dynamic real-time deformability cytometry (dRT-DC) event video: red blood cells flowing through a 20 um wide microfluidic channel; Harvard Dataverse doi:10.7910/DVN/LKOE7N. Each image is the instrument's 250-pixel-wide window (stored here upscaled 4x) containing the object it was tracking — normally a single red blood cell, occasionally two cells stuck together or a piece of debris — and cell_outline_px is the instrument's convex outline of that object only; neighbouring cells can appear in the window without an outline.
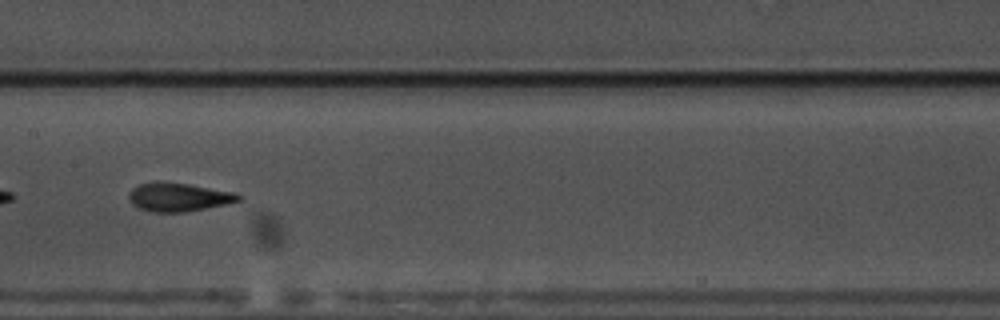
{"species": "common noctule bat (a hibernating species)", "species_latin": "Nyctalus noctula", "temperature_condition": "warm", "stored_images_in_passage": 51, "segment_of_instrument_passage": [2, 2], "camera_frame_rate_fps": 3000, "um_per_image_px": 0.085, "animal": {"sex": "male", "body_mass_g": 17.5, "forearm_length_mm": 52.3}, "frame": {"image": 1, "passage_image": 23, "time_ms": 7.333, "image_size_px": [1000, 320], "cell_outline_px": [[244, 196], [240, 200], [228, 204], [184, 212], [152, 212], [140, 208], [132, 204], [128, 196], [128, 192], [132, 188], [140, 184], [156, 180], [188, 184], [236, 192]], "centroid_in_image_um": [15.19, 16.74], "position_along_channel_um": 192.2, "area_um2": 18.5}}
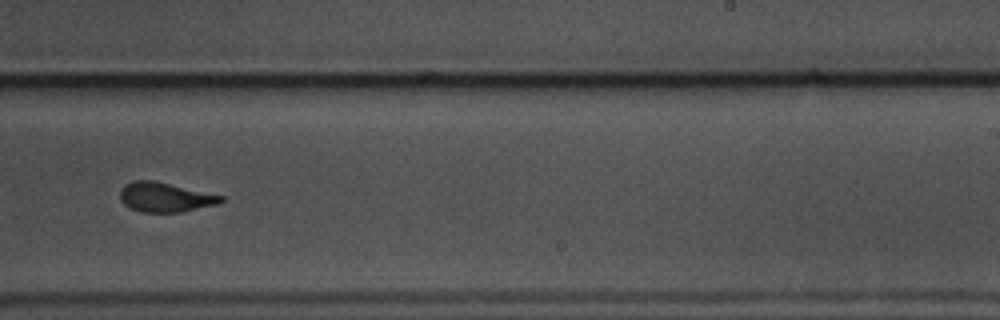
{"frame": {"image": 2, "passage_image": 30, "time_ms": 9.667, "image_size_px": [1000, 320], "cell_outline_px": [[224, 200], [216, 204], [180, 212], [140, 212], [124, 204], [120, 200], [120, 192], [124, 184], [136, 180], [152, 180], [224, 196]], "centroid_in_image_um": [14.0, 16.76], "position_along_channel_um": 275.0, "area_um2": 17.11}}